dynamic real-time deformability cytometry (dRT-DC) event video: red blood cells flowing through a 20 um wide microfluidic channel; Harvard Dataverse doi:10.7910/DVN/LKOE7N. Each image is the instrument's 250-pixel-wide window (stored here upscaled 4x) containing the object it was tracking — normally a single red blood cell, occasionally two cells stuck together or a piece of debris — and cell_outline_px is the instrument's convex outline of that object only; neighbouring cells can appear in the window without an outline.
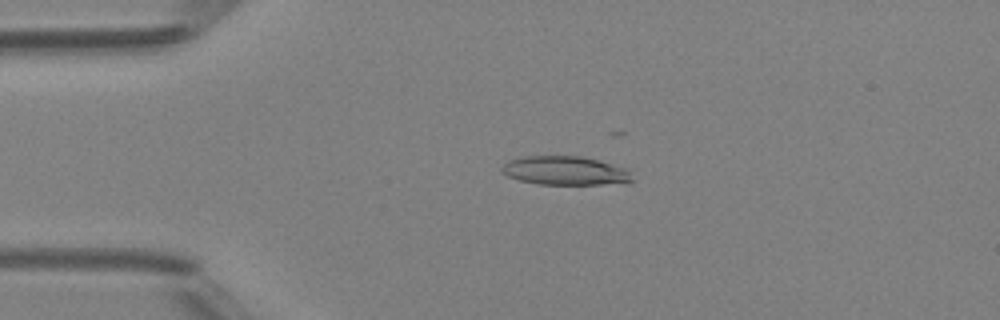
{"species": "Egyptian fruit bat (a non-hibernating species)", "species_latin": "Rousettus aegyptiacus", "temperature_condition": "room temperature", "stored_images_in_passage": 8, "camera_frame_rate_fps": 3000, "um_per_image_px": 0.085, "animal": {"sex": "female"}, "frame": {"image": 1, "passage_image": 2, "time_ms": 0.333, "image_size_px": [1000, 320], "cell_outline_px": [[632, 180], [628, 184], [540, 184], [520, 180], [508, 176], [500, 172], [500, 168], [508, 160], [520, 156], [580, 156], [600, 160], [628, 168]], "centroid_in_image_um": [48.06, 14.5], "position_along_channel_um": 36.9, "area_um2": 22.2}}
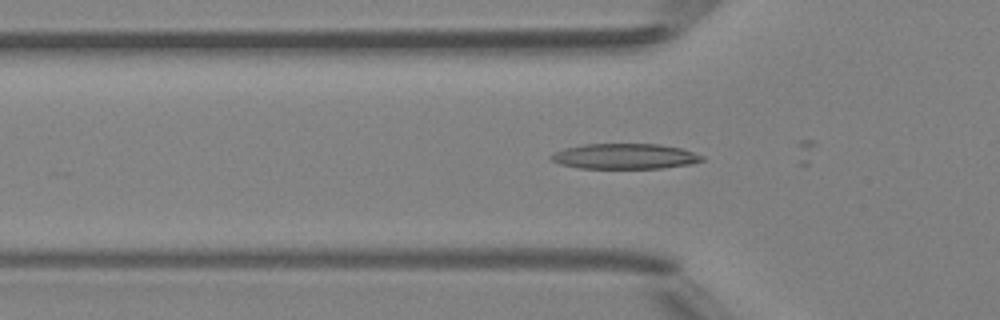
{"frame": {"image": 2, "passage_image": 7, "time_ms": 2.0, "image_size_px": [1000, 320], "cell_outline_px": [[704, 160], [692, 164], [660, 168], [580, 168], [560, 164], [552, 160], [548, 156], [552, 152], [564, 148], [584, 144], [656, 144], [680, 148], [704, 156]], "centroid_in_image_um": [53.07, 13.28], "position_along_channel_um": 72.7, "area_um2": 22.31}}